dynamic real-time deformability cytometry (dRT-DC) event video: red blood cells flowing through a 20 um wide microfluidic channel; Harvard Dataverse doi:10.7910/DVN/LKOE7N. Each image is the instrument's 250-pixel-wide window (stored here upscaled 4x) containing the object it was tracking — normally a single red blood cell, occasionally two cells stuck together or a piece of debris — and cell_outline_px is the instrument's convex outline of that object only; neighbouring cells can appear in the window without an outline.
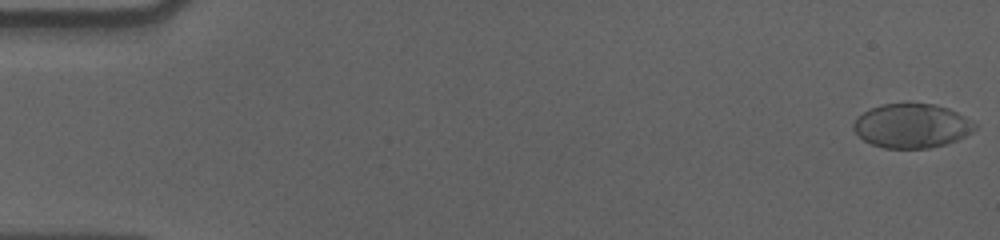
{"species": "human", "species_latin": "Homo sapiens", "temperature_condition": "cold", "stored_images_in_passage": 57, "camera_frame_rate_fps": 3000, "um_per_image_px": 0.085, "donor": {"sex": "male"}, "frame": {"image": 1, "passage_image": 1, "time_ms": 0.0, "image_size_px": [1000, 240], "cell_outline_px": [[976, 128], [972, 132], [956, 140], [944, 144], [928, 148], [884, 148], [872, 144], [864, 140], [852, 128], [852, 124], [856, 116], [880, 104], [908, 100], [936, 104], [948, 108], [964, 116], [976, 124]], "centroid_in_image_um": [77.47, 10.64], "position_along_channel_um": 7.5, "area_um2": 31.85}}
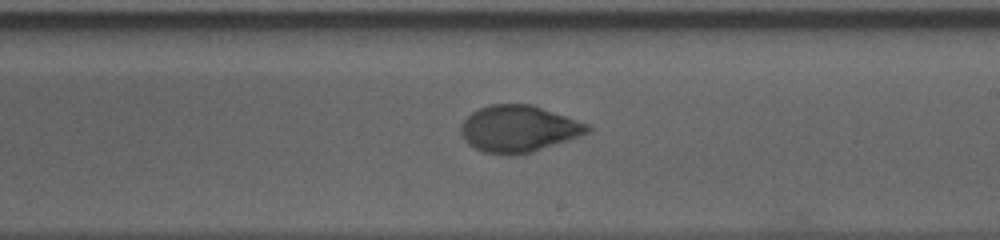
{"frame": {"image": 2, "passage_image": 34, "time_ms": 11.0, "image_size_px": [1000, 240], "cell_outline_px": [[592, 128], [588, 132], [580, 136], [532, 152], [516, 156], [508, 156], [484, 152], [468, 144], [464, 140], [460, 132], [460, 124], [472, 112], [480, 108], [492, 104], [532, 104], [592, 124]], "centroid_in_image_um": [44.1, 10.95], "position_along_channel_um": 244.9, "area_um2": 34.85}}
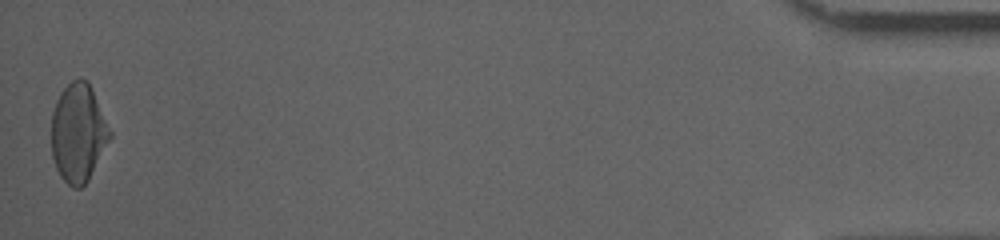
{"frame": {"image": 3, "passage_image": 57, "time_ms": 18.667, "image_size_px": [1000, 240], "cell_outline_px": [[112, 136], [88, 180], [80, 188], [72, 188], [60, 176], [56, 168], [52, 156], [52, 112], [56, 100], [60, 92], [72, 80], [80, 76], [88, 80], [92, 88], [112, 132]], "centroid_in_image_um": [6.65, 11.26], "position_along_channel_um": 428.5, "area_um2": 33.7}, "authors_computed_cell_mechanics": {"area_um2": 33.8708, "velocity_mm_per_s": 3.5873, "shape_relaxation_time_tau1_ms": 5.9611, "shape_relaxation_time_tau2_ms": 0.8964, "deformation_change_tau1": 0.181, "deformation_change_tau2": 0.0436}}